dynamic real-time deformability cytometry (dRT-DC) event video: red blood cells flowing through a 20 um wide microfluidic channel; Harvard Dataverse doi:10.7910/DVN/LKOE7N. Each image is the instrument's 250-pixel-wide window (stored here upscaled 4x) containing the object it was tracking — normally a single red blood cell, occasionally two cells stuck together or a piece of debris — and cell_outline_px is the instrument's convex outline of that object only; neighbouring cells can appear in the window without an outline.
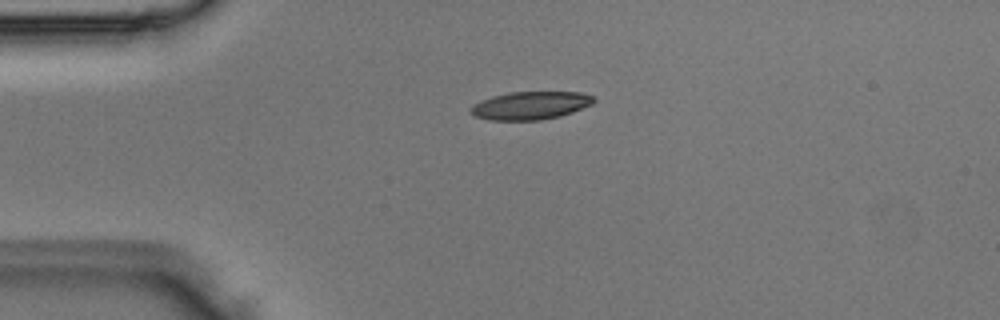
{"species": "Egyptian fruit bat (a non-hibernating species)", "species_latin": "Rousettus aegyptiacus", "temperature_condition": "room temperature", "stored_images_in_passage": 3, "camera_frame_rate_fps": 3000, "um_per_image_px": 0.085, "animal": {"sex": "male"}, "frame": {"image": 1, "passage_image": 3, "time_ms": 0.667, "image_size_px": [1000, 320], "cell_outline_px": [[596, 100], [592, 104], [572, 112], [560, 116], [540, 120], [488, 120], [476, 116], [468, 112], [468, 108], [492, 96], [508, 92], [580, 92], [596, 96]], "centroid_in_image_um": [45.11, 8.96], "position_along_channel_um": 39.9, "area_um2": 20.11}}